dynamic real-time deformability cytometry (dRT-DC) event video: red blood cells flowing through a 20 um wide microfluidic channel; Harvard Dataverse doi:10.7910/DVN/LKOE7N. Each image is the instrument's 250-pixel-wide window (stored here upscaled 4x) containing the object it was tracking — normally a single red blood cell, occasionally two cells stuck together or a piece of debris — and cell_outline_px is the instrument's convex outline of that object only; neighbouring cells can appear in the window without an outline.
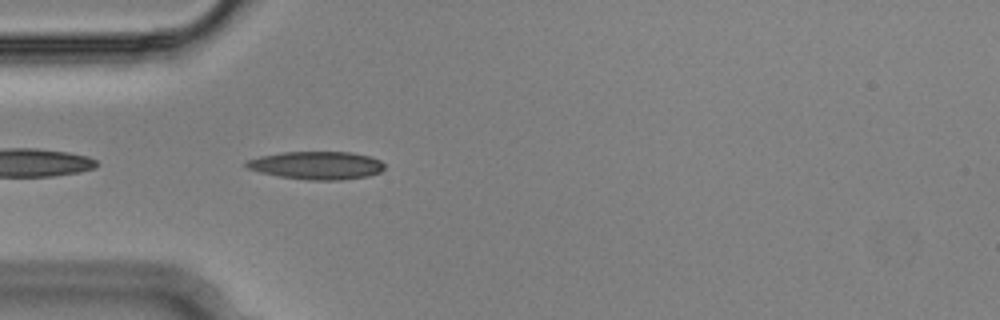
{"species": "Egyptian fruit bat (a non-hibernating species)", "species_latin": "Rousettus aegyptiacus", "temperature_condition": "cold", "stored_images_in_passage": 6, "camera_frame_rate_fps": 3000, "um_per_image_px": 0.085, "animal": {"sex": "male"}, "frame": {"image": 1, "passage_image": 2, "time_ms": 0.333, "image_size_px": [1000, 320], "cell_outline_px": [[384, 168], [380, 172], [368, 176], [340, 180], [308, 180], [280, 176], [260, 172], [248, 168], [244, 164], [248, 160], [260, 156], [284, 152], [352, 152], [368, 156], [380, 160], [384, 164]], "centroid_in_image_um": [26.93, 14.05], "position_along_channel_um": 58.1, "area_um2": 22.37}}